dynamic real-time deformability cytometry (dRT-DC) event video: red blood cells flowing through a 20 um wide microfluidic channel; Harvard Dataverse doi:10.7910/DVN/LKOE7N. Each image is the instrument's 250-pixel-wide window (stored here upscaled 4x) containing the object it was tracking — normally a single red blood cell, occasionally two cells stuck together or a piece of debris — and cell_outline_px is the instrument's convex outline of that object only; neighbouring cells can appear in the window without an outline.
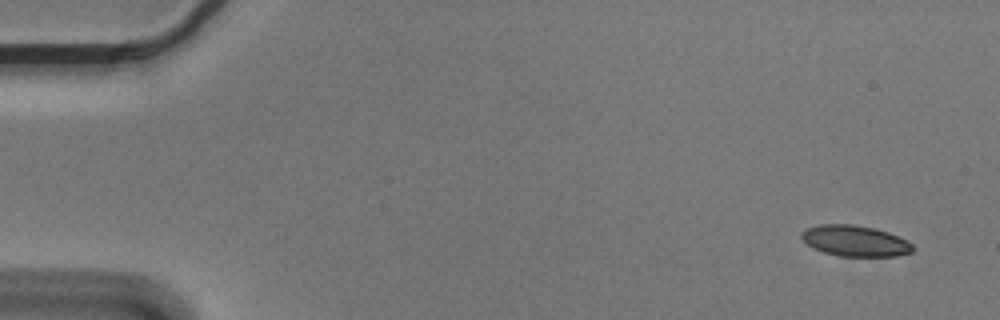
{"species": "Egyptian fruit bat (a non-hibernating species)", "species_latin": "Rousettus aegyptiacus", "temperature_condition": "cold", "stored_images_in_passage": 4, "camera_frame_rate_fps": 3000, "um_per_image_px": 0.085, "animal": {"sex": "male"}, "frame": {"image": 1, "passage_image": 1, "time_ms": 0.0, "image_size_px": [1000, 320], "cell_outline_px": [[916, 248], [912, 252], [896, 256], [840, 256], [824, 252], [812, 248], [800, 236], [808, 228], [820, 224], [856, 224], [876, 228], [888, 232], [908, 240]], "centroid_in_image_um": [72.74, 20.47], "position_along_channel_um": 12.3, "area_um2": 20.11}}